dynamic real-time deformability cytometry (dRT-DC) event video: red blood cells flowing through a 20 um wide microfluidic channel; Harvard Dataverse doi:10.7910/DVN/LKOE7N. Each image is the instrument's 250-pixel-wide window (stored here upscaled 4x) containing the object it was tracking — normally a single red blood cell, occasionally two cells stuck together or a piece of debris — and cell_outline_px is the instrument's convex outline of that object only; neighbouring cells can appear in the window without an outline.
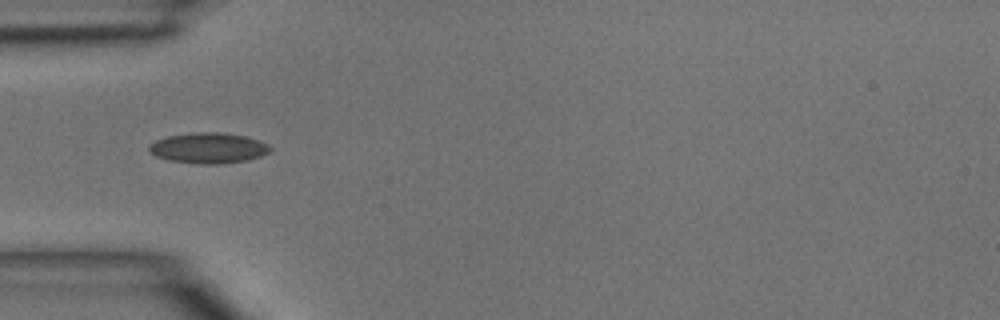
{"species": "common noctule bat (a hibernating species)", "species_latin": "Nyctalus noctula", "temperature_condition": "room temperature", "stored_images_in_passage": 3, "camera_frame_rate_fps": 3000, "um_per_image_px": 0.085, "animal": {"sex": "male", "body_mass_g": 15.6}, "frame": {"image": 1, "passage_image": 2, "time_ms": 0.333, "image_size_px": [1000, 320], "cell_outline_px": [[272, 148], [268, 152], [260, 156], [248, 160], [220, 164], [200, 164], [168, 160], [156, 156], [148, 152], [148, 148], [156, 140], [168, 136], [196, 132], [220, 132], [244, 136], [260, 140], [268, 144]], "centroid_in_image_um": [17.72, 12.58], "position_along_channel_um": 67.3, "area_um2": 21.56}}